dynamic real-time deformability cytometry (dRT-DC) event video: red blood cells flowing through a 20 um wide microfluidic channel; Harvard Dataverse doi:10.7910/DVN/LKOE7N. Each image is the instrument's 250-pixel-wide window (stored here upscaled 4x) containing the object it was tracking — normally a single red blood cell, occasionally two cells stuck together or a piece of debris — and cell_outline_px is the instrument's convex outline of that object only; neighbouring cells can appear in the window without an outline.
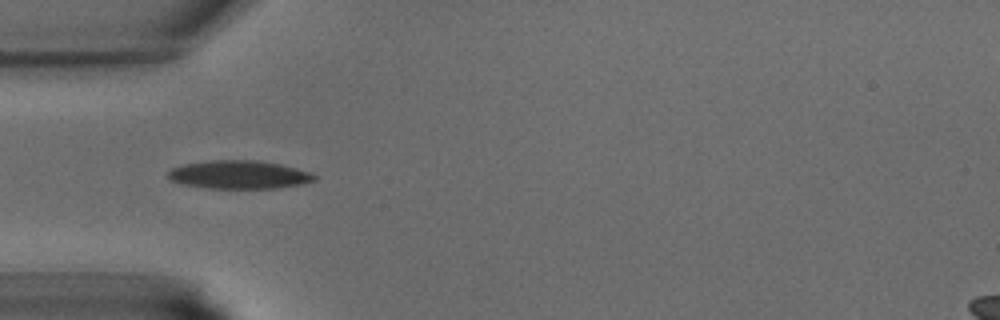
{"species": "common noctule bat (a hibernating species)", "species_latin": "Nyctalus noctula", "temperature_condition": "warm", "stored_images_in_passage": 25, "camera_frame_rate_fps": 3000, "um_per_image_px": 0.085, "animal": {"sex": "male", "body_mass_g": 15.6}, "frame": {"image": 1, "passage_image": 13, "time_ms": 4.0, "image_size_px": [1000, 320], "cell_outline_px": [[316, 180], [300, 184], [280, 188], [208, 188], [180, 184], [172, 180], [168, 176], [168, 172], [172, 168], [184, 164], [212, 160], [256, 160], [280, 164], [296, 168], [308, 172], [316, 176]], "centroid_in_image_um": [20.31, 14.85], "position_along_channel_um": 64.7, "area_um2": 23.99}}